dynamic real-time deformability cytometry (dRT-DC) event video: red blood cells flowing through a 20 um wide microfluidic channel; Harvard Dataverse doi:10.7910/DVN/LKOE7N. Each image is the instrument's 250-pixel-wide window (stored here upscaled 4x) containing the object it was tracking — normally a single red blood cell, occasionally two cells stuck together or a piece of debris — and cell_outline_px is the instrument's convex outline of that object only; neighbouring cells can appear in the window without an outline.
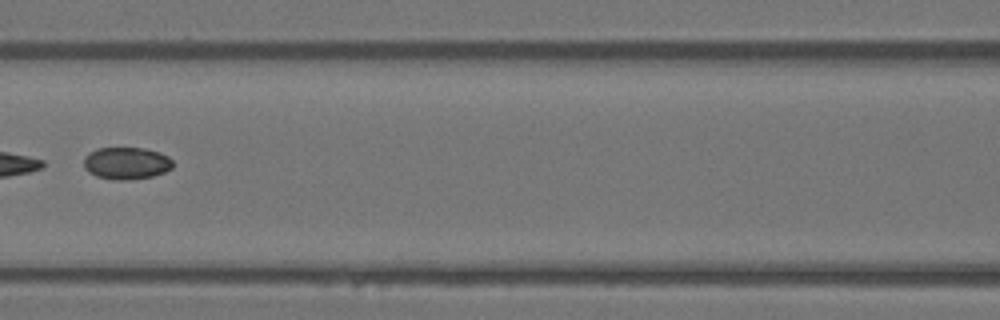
{"species": "Egyptian fruit bat (a non-hibernating species)", "species_latin": "Rousettus aegyptiacus", "temperature_condition": "warm", "stored_images_in_passage": 44, "segment_of_instrument_passage": [2, 2], "camera_frame_rate_fps": 3000, "um_per_image_px": 0.085, "animal": {"sex": "female"}, "frame": {"image": 1, "passage_image": 20, "time_ms": 6.333, "image_size_px": [1000, 320], "cell_outline_px": [[172, 168], [164, 172], [152, 176], [128, 180], [112, 180], [96, 176], [88, 172], [84, 168], [84, 156], [88, 152], [96, 148], [144, 148], [160, 152], [168, 156], [172, 160]], "centroid_in_image_um": [10.71, 13.87], "position_along_channel_um": 155.9, "area_um2": 16.88}}